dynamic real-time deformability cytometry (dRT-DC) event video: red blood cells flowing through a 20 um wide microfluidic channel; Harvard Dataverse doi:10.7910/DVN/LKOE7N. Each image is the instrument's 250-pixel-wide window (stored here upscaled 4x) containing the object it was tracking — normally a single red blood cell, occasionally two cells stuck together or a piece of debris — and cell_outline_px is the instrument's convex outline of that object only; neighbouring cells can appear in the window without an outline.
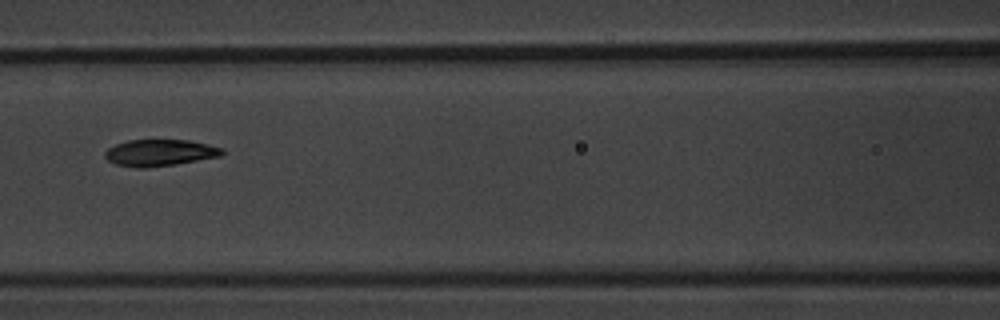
{"species": "common noctule bat (a hibernating species)", "species_latin": "Nyctalus noctula", "temperature_condition": "warm", "stored_images_in_passage": 4, "camera_frame_rate_fps": 3000, "um_per_image_px": 0.085, "animal": {"sex": "male", "body_mass_g": 20.1, "forearm_length_mm": 53.5}, "frame": {"image": 1, "passage_image": 3, "time_ms": 2.333, "image_size_px": [1000, 320], "cell_outline_px": [[224, 156], [176, 164], [144, 168], [136, 168], [116, 164], [108, 160], [104, 156], [104, 152], [108, 148], [116, 144], [128, 140], [188, 140], [208, 144], [224, 148]], "centroid_in_image_um": [13.62, 12.98], "position_along_channel_um": 153.0, "area_um2": 18.32}}
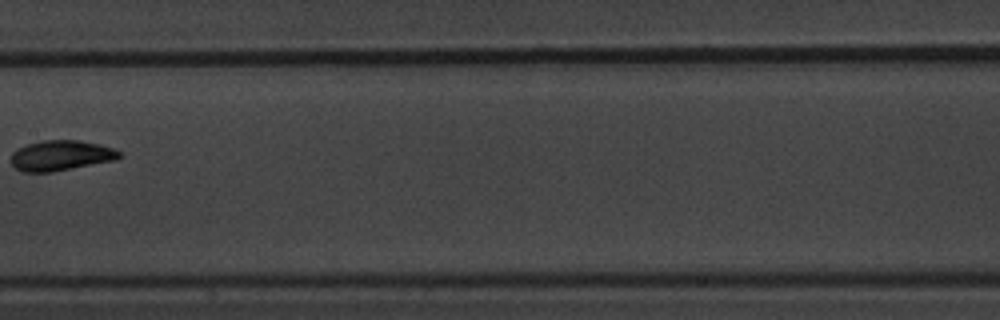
{"frame": {"image": 2, "passage_image": 4, "time_ms": 3.667, "image_size_px": [1000, 320], "cell_outline_px": [[124, 156], [116, 160], [52, 172], [24, 172], [16, 168], [12, 164], [12, 152], [16, 148], [40, 140], [80, 140], [100, 144], [124, 152]], "centroid_in_image_um": [5.23, 13.21], "position_along_channel_um": 202.2, "area_um2": 19.36}}